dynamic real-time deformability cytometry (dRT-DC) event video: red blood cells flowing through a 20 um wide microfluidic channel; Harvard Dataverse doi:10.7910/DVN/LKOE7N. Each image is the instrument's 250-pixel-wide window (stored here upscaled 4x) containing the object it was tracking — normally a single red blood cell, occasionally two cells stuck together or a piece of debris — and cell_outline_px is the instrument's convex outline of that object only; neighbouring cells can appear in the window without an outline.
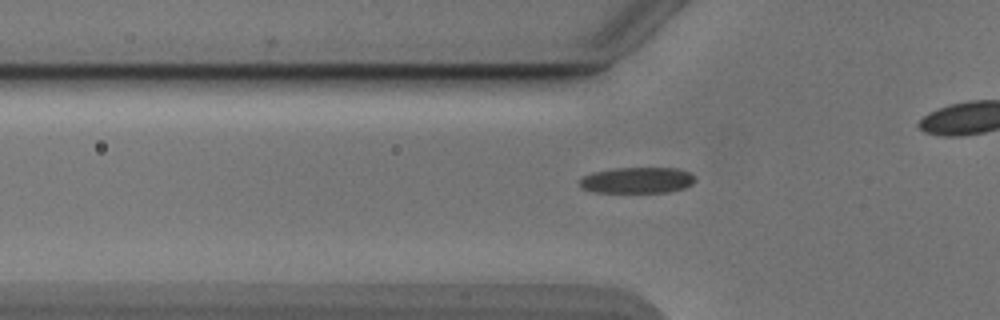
{"species": "Egyptian fruit bat (a non-hibernating species)", "species_latin": "Rousettus aegyptiacus", "temperature_condition": "cold", "stored_images_in_passage": 35, "camera_frame_rate_fps": 3000, "um_per_image_px": 0.085, "animal": {"sex": "male"}, "frame": {"image": 1, "passage_image": 9, "time_ms": 2.667, "image_size_px": [1000, 320], "cell_outline_px": [[696, 180], [692, 184], [684, 188], [668, 192], [592, 192], [580, 188], [580, 180], [584, 176], [592, 172], [616, 168], [676, 168], [688, 172], [696, 176]], "centroid_in_image_um": [54.16, 15.32], "position_along_channel_um": 71.6, "area_um2": 17.57}}
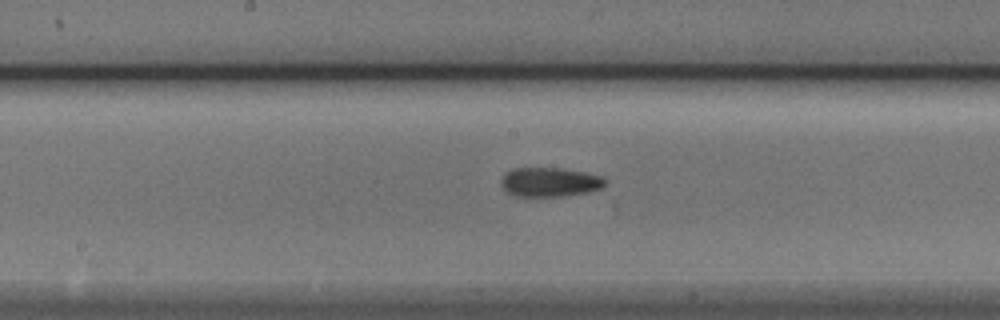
{"frame": {"image": 2, "passage_image": 19, "time_ms": 6.0, "image_size_px": [1000, 320], "cell_outline_px": [[608, 184], [600, 188], [588, 192], [564, 196], [516, 196], [508, 192], [500, 184], [500, 180], [512, 168], [564, 168], [584, 172], [600, 176], [608, 180]], "centroid_in_image_um": [46.77, 15.47], "position_along_channel_um": 201.4, "area_um2": 17.74}}
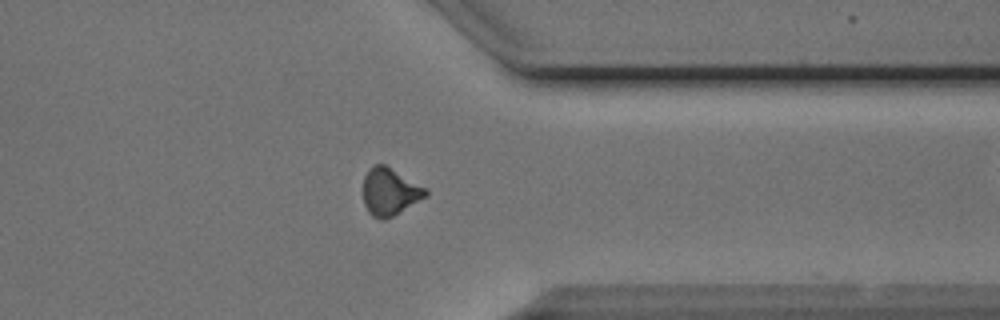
{"frame": {"image": 3, "passage_image": 33, "time_ms": 10.667, "image_size_px": [1000, 320], "cell_outline_px": [[428, 196], [392, 216], [384, 220], [380, 220], [372, 216], [368, 212], [364, 204], [364, 176], [368, 168], [376, 164], [384, 164], [424, 188], [428, 192]], "centroid_in_image_um": [33.1, 16.31], "position_along_channel_um": 378.3, "area_um2": 16.94}}